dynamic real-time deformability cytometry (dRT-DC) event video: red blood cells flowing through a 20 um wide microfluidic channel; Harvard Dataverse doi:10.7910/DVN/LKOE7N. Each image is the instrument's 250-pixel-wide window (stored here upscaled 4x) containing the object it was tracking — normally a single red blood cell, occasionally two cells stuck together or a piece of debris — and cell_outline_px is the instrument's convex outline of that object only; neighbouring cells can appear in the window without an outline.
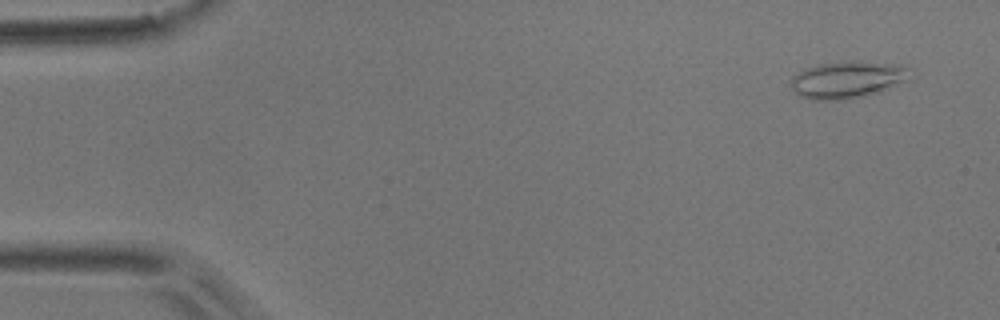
{"species": "common noctule bat (a hibernating species)", "species_latin": "Nyctalus noctula", "temperature_condition": "room temperature", "stored_images_in_passage": 4, "camera_frame_rate_fps": 3000, "um_per_image_px": 0.085, "animal": {"sex": "male", "body_mass_g": 17.9}, "frame": {"image": 1, "passage_image": 1, "time_ms": 0.0, "image_size_px": [1000, 320], "cell_outline_px": [[908, 68], [900, 80], [880, 92], [860, 96], [836, 100], [812, 100], [800, 96], [792, 88], [792, 76], [804, 68], [816, 64], [852, 60], [900, 64]], "centroid_in_image_um": [71.89, 6.75], "position_along_channel_um": 13.1, "area_um2": 25.03}}